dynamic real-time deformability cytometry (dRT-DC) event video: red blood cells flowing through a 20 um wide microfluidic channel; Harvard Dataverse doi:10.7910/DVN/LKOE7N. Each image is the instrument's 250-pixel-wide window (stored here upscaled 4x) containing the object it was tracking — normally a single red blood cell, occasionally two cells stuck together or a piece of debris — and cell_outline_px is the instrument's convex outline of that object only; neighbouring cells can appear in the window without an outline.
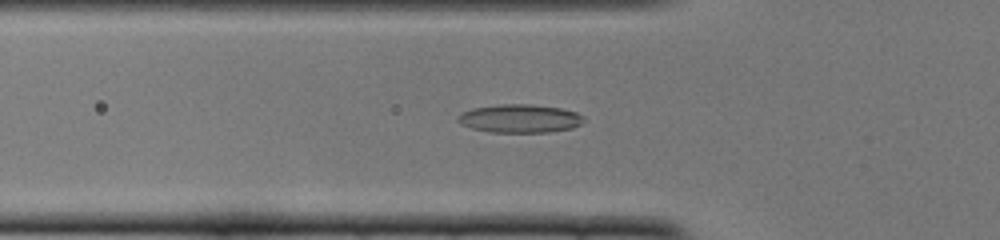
{"species": "common noctule bat (a hibernating species)", "species_latin": "Nyctalus noctula", "temperature_condition": "cold", "stored_images_in_passage": 39, "camera_frame_rate_fps": 3000, "um_per_image_px": 0.085, "animal": {"sex": "female", "body_mass_g": 22.0, "forearm_length_mm": 56.7}, "frame": {"image": 1, "passage_image": 5, "time_ms": 1.333, "image_size_px": [1000, 240], "cell_outline_px": [[584, 120], [580, 124], [572, 128], [548, 132], [488, 132], [472, 128], [460, 124], [456, 120], [456, 116], [460, 112], [472, 108], [500, 104], [532, 104], [560, 108], [576, 112], [584, 116]], "centroid_in_image_um": [44.14, 10.07], "position_along_channel_um": 81.7, "area_um2": 20.98}}
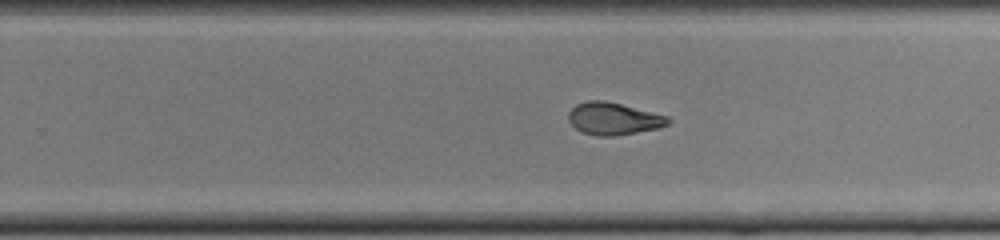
{"frame": {"image": 2, "passage_image": 20, "time_ms": 6.333, "image_size_px": [1000, 240], "cell_outline_px": [[672, 120], [668, 124], [660, 128], [616, 136], [596, 136], [580, 132], [568, 120], [568, 112], [576, 104], [588, 100], [604, 100], [668, 116]], "centroid_in_image_um": [52.14, 10.1], "position_along_channel_um": 277.7, "area_um2": 18.84}}
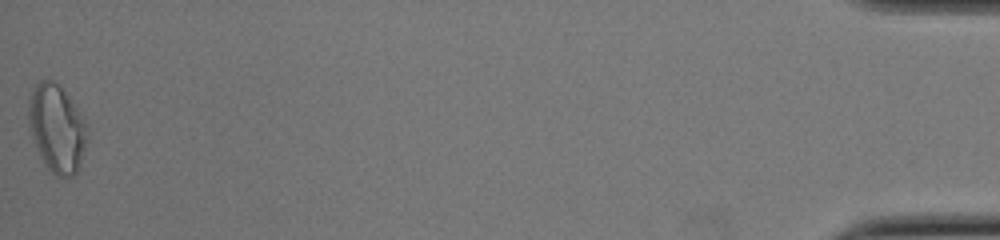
{"frame": {"image": 3, "passage_image": 39, "time_ms": 12.667, "image_size_px": [1000, 240], "cell_outline_px": [[88, 140], [80, 164], [76, 172], [72, 176], [56, 176], [48, 168], [32, 136], [28, 120], [28, 100], [32, 88], [40, 80], [52, 80], [68, 96], [84, 120], [88, 136]], "centroid_in_image_um": [4.83, 10.9], "position_along_channel_um": 430.4, "area_um2": 29.36}, "authors_computed_cell_mechanics": {"area_um2": 19.4786, "velocity_mm_per_s": 3.9209, "shape_relaxation_time_tau1_ms": null, "shape_relaxation_time_tau2_ms": 2.0376, "deformation_change_tau1": null, "deformation_change_tau2": 0.0874}}